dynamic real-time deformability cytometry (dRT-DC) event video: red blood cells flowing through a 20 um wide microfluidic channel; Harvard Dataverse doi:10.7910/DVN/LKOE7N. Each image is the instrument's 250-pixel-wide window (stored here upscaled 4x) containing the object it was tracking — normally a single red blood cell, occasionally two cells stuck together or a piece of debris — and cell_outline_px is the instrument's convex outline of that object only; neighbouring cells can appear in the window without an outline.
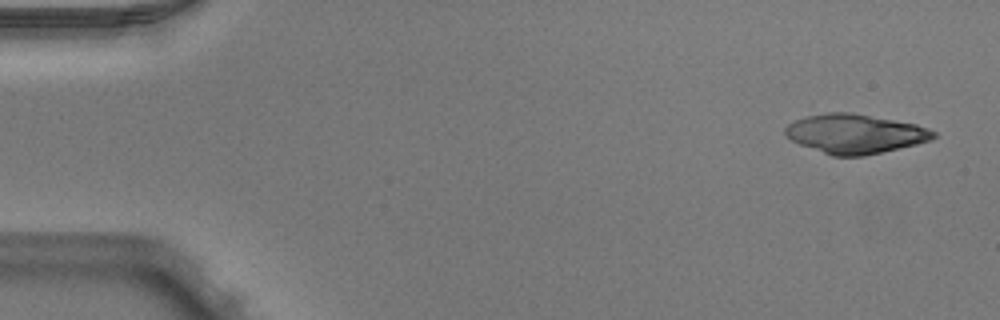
{"species": "Egyptian fruit bat (a non-hibernating species)", "species_latin": "Rousettus aegyptiacus", "temperature_condition": "warm", "stored_images_in_passage": 50, "camera_frame_rate_fps": 3000, "um_per_image_px": 0.085, "animal": {"sex": "male"}, "frame": {"image": 1, "passage_image": 2, "time_ms": 0.333, "image_size_px": [1000, 320], "cell_outline_px": [[936, 136], [932, 140], [916, 144], [864, 156], [832, 156], [800, 144], [792, 140], [784, 132], [784, 128], [788, 124], [804, 116], [828, 112], [852, 112], [916, 124], [928, 128], [936, 132]], "centroid_in_image_um": [72.68, 11.36], "position_along_channel_um": 12.3, "area_um2": 33.87}}